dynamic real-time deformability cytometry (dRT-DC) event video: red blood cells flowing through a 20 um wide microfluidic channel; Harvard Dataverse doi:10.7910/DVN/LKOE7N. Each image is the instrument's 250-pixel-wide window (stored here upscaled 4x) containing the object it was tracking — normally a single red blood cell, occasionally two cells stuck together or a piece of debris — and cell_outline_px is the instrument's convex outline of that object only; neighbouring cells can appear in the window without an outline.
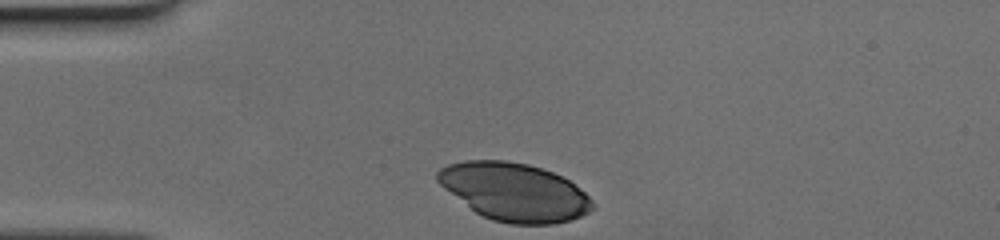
{"species": "human", "species_latin": "Homo sapiens", "temperature_condition": "cold", "stored_images_in_passage": 29, "camera_frame_rate_fps": 3000, "um_per_image_px": 0.085, "donor": {"sex": "female"}, "frame": {"image": 1, "passage_image": 1, "time_ms": 0.0, "image_size_px": [1000, 240], "cell_outline_px": [[592, 208], [588, 212], [580, 216], [568, 220], [552, 224], [508, 224], [492, 220], [476, 212], [444, 188], [436, 180], [436, 172], [440, 168], [448, 164], [464, 160], [504, 160], [528, 164], [552, 172], [568, 180], [584, 192], [592, 200]], "centroid_in_image_um": [43.68, 16.3], "position_along_channel_um": 41.3, "area_um2": 51.85}}
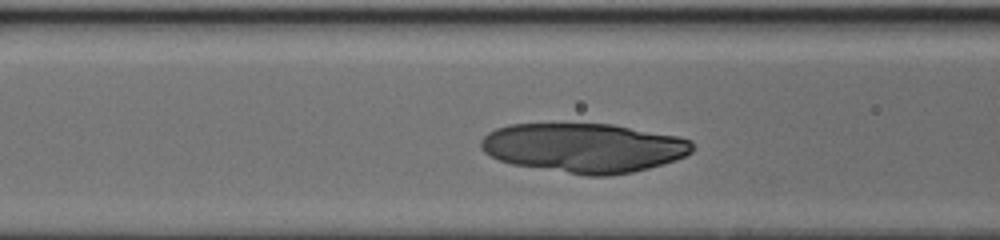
{"frame": {"image": 2, "passage_image": 9, "time_ms": 2.667, "image_size_px": [1000, 240], "cell_outline_px": [[692, 152], [684, 156], [648, 168], [632, 172], [612, 176], [584, 176], [512, 164], [500, 160], [484, 152], [480, 148], [480, 140], [488, 132], [496, 128], [508, 124], [612, 124], [676, 136], [692, 140]], "centroid_in_image_um": [49.59, 12.57], "position_along_channel_um": 117.0, "area_um2": 60.75}}
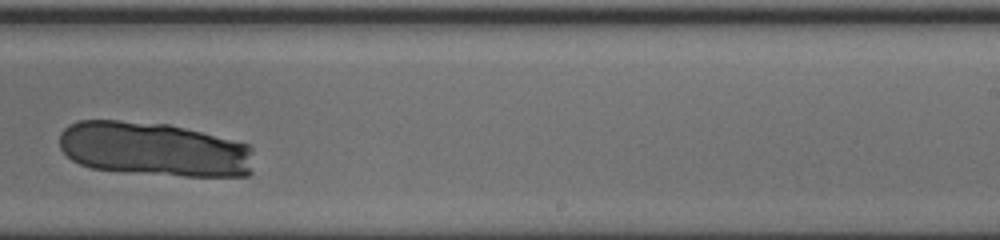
{"frame": {"image": 3, "passage_image": 21, "time_ms": 6.667, "image_size_px": [1000, 240], "cell_outline_px": [[252, 172], [248, 176], [184, 176], [92, 168], [80, 164], [72, 160], [60, 148], [60, 132], [68, 124], [76, 120], [116, 120], [168, 124], [248, 144], [252, 148]], "centroid_in_image_um": [13.08, 12.67], "position_along_channel_um": 275.9, "area_um2": 61.21}}